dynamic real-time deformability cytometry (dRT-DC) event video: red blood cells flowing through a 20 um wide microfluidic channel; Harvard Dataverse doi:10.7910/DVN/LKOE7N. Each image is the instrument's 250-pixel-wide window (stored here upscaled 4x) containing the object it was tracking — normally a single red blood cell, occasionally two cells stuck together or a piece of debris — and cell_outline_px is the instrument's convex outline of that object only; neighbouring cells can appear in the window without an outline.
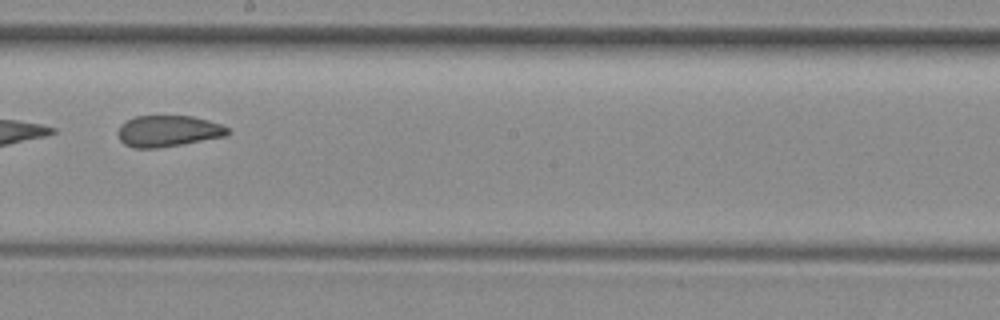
{"species": "common noctule bat (a hibernating species)", "species_latin": "Nyctalus noctula", "temperature_condition": "room temperature", "stored_images_in_passage": 29, "camera_frame_rate_fps": 3000, "um_per_image_px": 0.085, "animal": {"sex": "female", "body_mass_g": 29.2, "forearm_length_mm": 56.3}, "frame": {"image": 1, "passage_image": 13, "time_ms": 4.0, "image_size_px": [1000, 320], "cell_outline_px": [[232, 132], [228, 136], [156, 148], [132, 148], [124, 144], [120, 140], [120, 124], [136, 116], [192, 116], [208, 120], [220, 124], [228, 128]], "centroid_in_image_um": [14.33, 11.14], "position_along_channel_um": 233.9, "area_um2": 19.88}}